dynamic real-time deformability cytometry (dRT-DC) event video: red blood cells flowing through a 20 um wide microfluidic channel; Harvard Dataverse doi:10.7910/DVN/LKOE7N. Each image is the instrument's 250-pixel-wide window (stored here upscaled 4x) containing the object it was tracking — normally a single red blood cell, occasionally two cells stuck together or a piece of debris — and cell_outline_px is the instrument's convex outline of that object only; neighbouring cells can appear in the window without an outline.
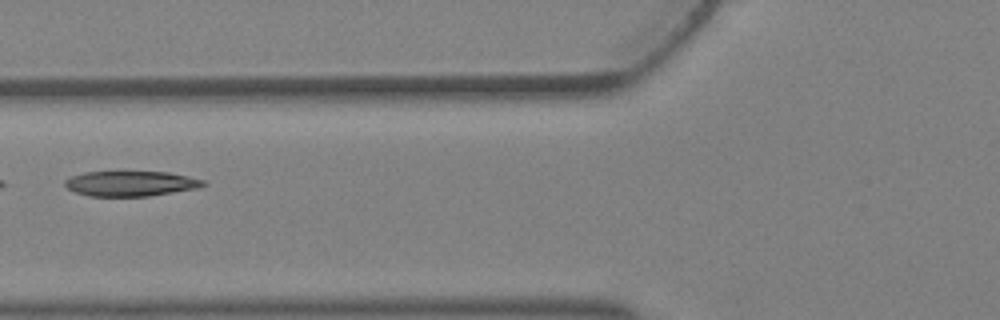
{"species": "Egyptian fruit bat (a non-hibernating species)", "species_latin": "Rousettus aegyptiacus", "temperature_condition": "warm", "stored_images_in_passage": 5, "segment_of_instrument_passage": [2, 2], "camera_frame_rate_fps": 3000, "um_per_image_px": 0.085, "animal": {"sex": "female"}, "frame": {"image": 1, "passage_image": 5, "time_ms": 1.333, "image_size_px": [1000, 320], "cell_outline_px": [[208, 184], [200, 188], [148, 196], [88, 196], [76, 192], [68, 188], [64, 184], [64, 180], [72, 176], [84, 172], [168, 172], [188, 176], [204, 180]], "centroid_in_image_um": [11.15, 15.6], "position_along_channel_um": 114.7, "area_um2": 20.29}}